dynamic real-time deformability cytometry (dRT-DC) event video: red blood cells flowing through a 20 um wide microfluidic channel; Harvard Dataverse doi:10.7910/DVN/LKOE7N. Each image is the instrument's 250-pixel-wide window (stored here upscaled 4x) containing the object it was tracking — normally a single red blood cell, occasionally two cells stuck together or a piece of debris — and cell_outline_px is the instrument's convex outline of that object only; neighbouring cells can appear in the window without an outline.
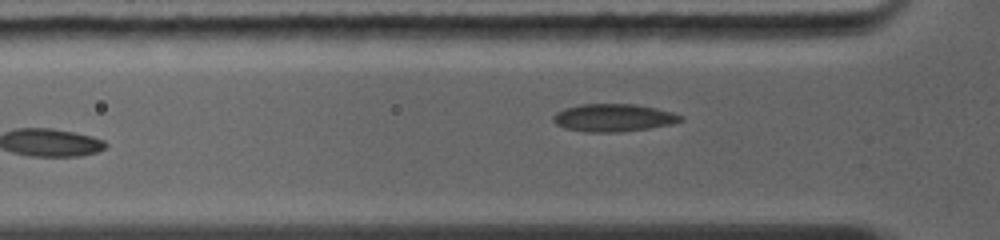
{"species": "common noctule bat (a hibernating species)", "species_latin": "Nyctalus noctula", "temperature_condition": "warm", "stored_images_in_passage": 3, "camera_frame_rate_fps": 5000, "um_per_image_px": 0.085, "animal": {"sex": "female", "body_mass_g": 19.0, "forearm_length_mm": 56.7}, "frame": {"image": 1, "passage_image": 3, "time_ms": 1.0, "image_size_px": [1000, 240], "cell_outline_px": [[684, 120], [672, 124], [648, 128], [620, 132], [584, 132], [564, 128], [556, 124], [552, 120], [552, 116], [556, 112], [564, 108], [580, 104], [636, 104], [656, 108], [672, 112], [684, 116]], "centroid_in_image_um": [52.13, 10.01], "position_along_channel_um": 73.7, "area_um2": 20.75}}